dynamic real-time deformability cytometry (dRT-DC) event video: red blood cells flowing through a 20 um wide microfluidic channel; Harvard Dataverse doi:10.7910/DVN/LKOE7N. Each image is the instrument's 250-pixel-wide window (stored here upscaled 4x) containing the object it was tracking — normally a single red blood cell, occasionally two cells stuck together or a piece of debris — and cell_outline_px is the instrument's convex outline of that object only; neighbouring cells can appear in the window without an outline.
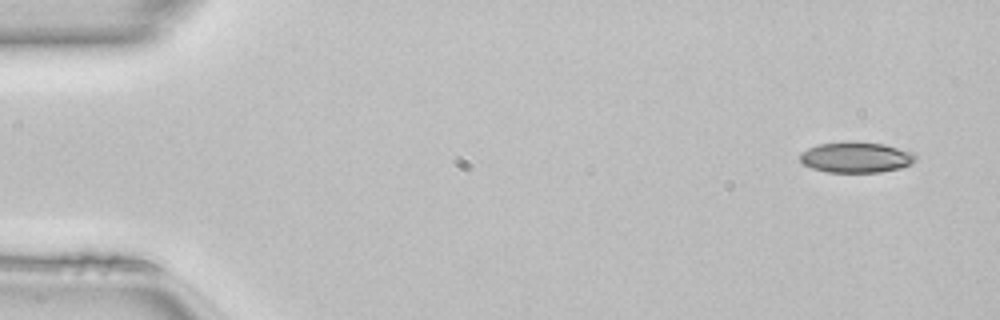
{"species": "common noctule bat (a hibernating species)", "species_latin": "Nyctalus noctula", "temperature_condition": "room temperature", "stored_images_in_passage": 48, "camera_frame_rate_fps": 3000, "um_per_image_px": 0.085, "animal": {"sex": "female", "body_mass_g": 22.7, "forearm_length_mm": 54.2}, "frame": {"image": 1, "passage_image": 1, "time_ms": 0.0, "image_size_px": [1000, 320], "cell_outline_px": [[916, 160], [900, 168], [880, 172], [824, 172], [812, 168], [804, 164], [800, 160], [800, 152], [808, 148], [820, 144], [852, 140], [856, 140], [884, 144], [916, 152]], "centroid_in_image_um": [72.77, 13.35], "position_along_channel_um": 12.2, "area_um2": 20.98}}
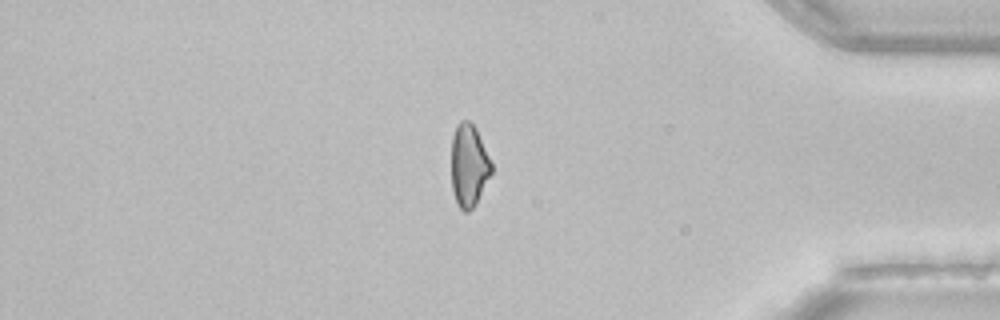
{"frame": {"image": 2, "passage_image": 40, "time_ms": 13.0, "image_size_px": [1000, 320], "cell_outline_px": [[492, 172], [476, 204], [468, 212], [464, 212], [456, 204], [452, 192], [452, 136], [456, 124], [460, 120], [468, 120], [476, 128], [492, 164]], "centroid_in_image_um": [39.84, 14.08], "position_along_channel_um": 395.4, "area_um2": 19.36}}
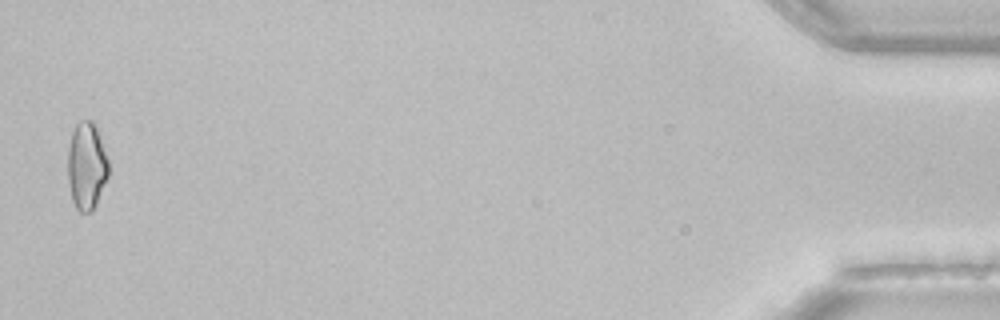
{"frame": {"image": 3, "passage_image": 47, "time_ms": 15.333, "image_size_px": [1000, 320], "cell_outline_px": [[108, 176], [96, 204], [92, 212], [80, 212], [76, 208], [72, 200], [68, 184], [68, 148], [72, 132], [76, 124], [80, 120], [92, 120], [96, 124], [108, 160]], "centroid_in_image_um": [7.35, 14.09], "position_along_channel_um": 427.8, "area_um2": 20.87}, "authors_computed_cell_mechanics": {"area_um2": 21.2415, "velocity_mm_per_s": 4.1446, "shape_relaxation_time_tau1_ms": 6.4413, "shape_relaxation_time_tau2_ms": 4.4867, "deformation_change_tau1": 0.1479, "deformation_change_tau2": 0.1027}}